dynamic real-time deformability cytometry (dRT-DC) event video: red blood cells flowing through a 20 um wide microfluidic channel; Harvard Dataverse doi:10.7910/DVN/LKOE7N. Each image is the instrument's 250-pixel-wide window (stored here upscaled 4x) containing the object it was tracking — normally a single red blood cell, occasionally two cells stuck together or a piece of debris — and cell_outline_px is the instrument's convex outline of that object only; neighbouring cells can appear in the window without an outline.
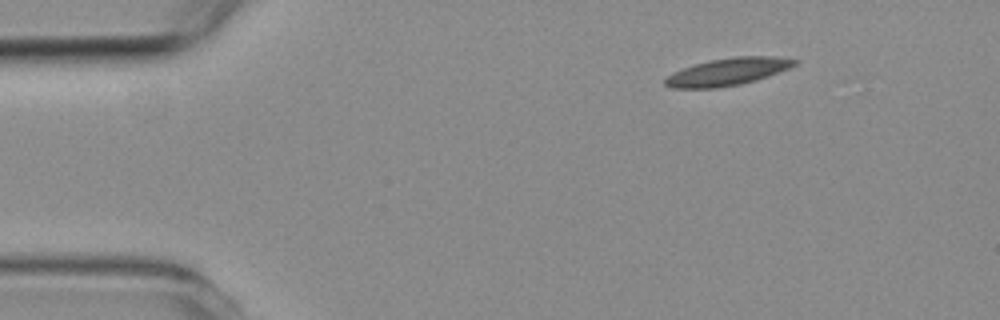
{"species": "common noctule bat (a hibernating species)", "species_latin": "Nyctalus noctula", "temperature_condition": "room temperature", "stored_images_in_passage": 3, "camera_frame_rate_fps": 3000, "um_per_image_px": 0.085, "animal": {"sex": "female", "body_mass_g": 19.3, "forearm_length_mm": 54.1}, "frame": {"image": 1, "passage_image": 1, "time_ms": 0.0, "image_size_px": [1000, 320], "cell_outline_px": [[800, 60], [796, 64], [788, 68], [740, 84], [716, 88], [672, 88], [664, 84], [664, 80], [672, 72], [708, 60], [736, 56], [768, 56]], "centroid_in_image_um": [61.79, 6.09], "position_along_channel_um": 23.2, "area_um2": 20.17}}